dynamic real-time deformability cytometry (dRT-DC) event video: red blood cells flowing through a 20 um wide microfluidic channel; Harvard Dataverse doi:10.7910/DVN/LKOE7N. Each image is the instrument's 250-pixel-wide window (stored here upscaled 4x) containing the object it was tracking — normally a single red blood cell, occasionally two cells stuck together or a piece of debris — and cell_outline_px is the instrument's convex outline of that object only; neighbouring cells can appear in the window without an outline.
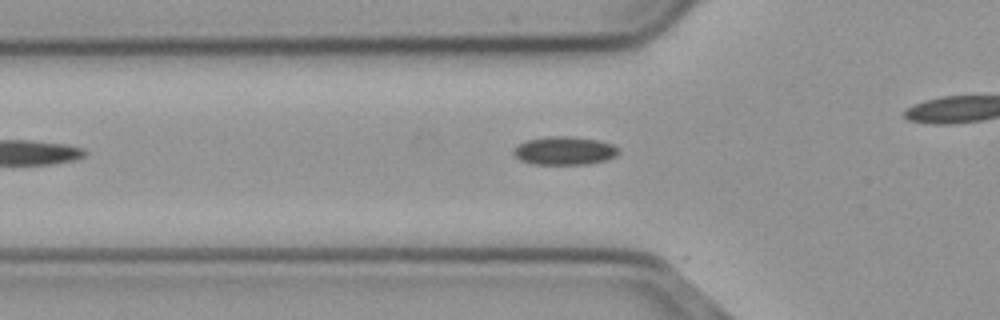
{"species": "common noctule bat (a hibernating species)", "species_latin": "Nyctalus noctula", "temperature_condition": "cold", "stored_images_in_passage": 32, "camera_frame_rate_fps": 3000, "um_per_image_px": 0.085, "animal": {"sex": "male", "body_mass_g": 23.1, "forearm_length_mm": 52.7}, "frame": {"image": 1, "passage_image": 6, "time_ms": 1.667, "image_size_px": [1000, 320], "cell_outline_px": [[620, 152], [616, 156], [608, 160], [588, 164], [532, 164], [520, 160], [512, 152], [520, 144], [528, 140], [552, 136], [568, 136], [600, 140], [612, 144], [620, 148]], "centroid_in_image_um": [48.05, 12.82], "position_along_channel_um": 77.7, "area_um2": 17.34}}
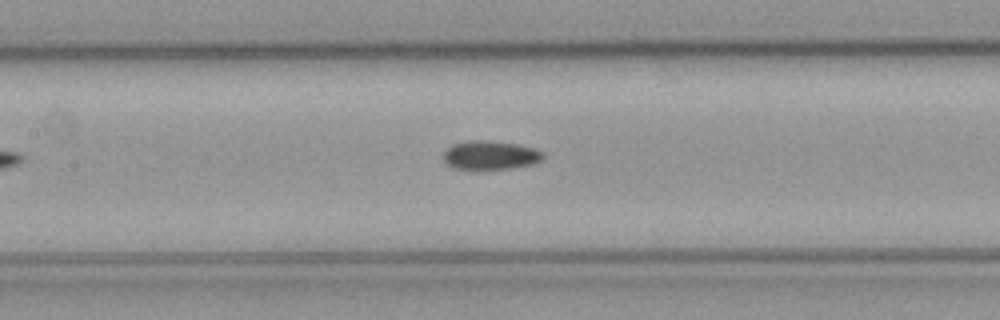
{"frame": {"image": 2, "passage_image": 13, "time_ms": 4.0, "image_size_px": [1000, 320], "cell_outline_px": [[544, 156], [536, 164], [512, 168], [452, 168], [444, 160], [444, 152], [452, 144], [468, 140], [484, 140], [520, 144], [536, 148], [544, 152]], "centroid_in_image_um": [41.73, 13.17], "position_along_channel_um": 165.7, "area_um2": 16.7}}
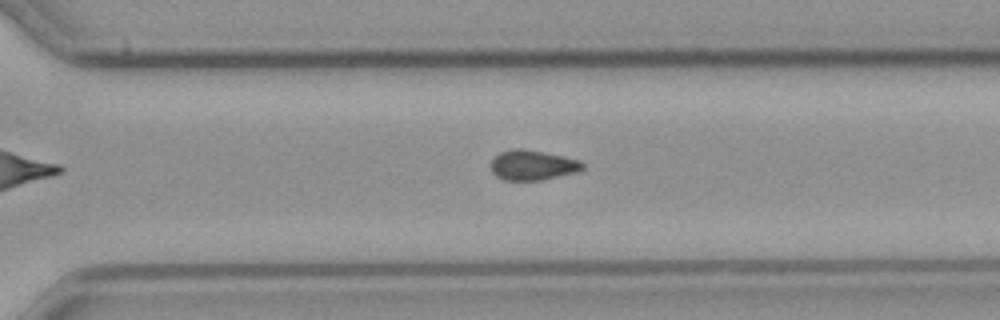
{"frame": {"image": 3, "passage_image": 26, "time_ms": 8.333, "image_size_px": [1000, 320], "cell_outline_px": [[584, 168], [576, 172], [540, 180], [504, 180], [496, 176], [492, 172], [492, 160], [500, 152], [512, 148], [520, 148], [564, 156], [580, 160], [584, 164]], "centroid_in_image_um": [45.27, 14.03], "position_along_channel_um": 325.3, "area_um2": 15.9}}